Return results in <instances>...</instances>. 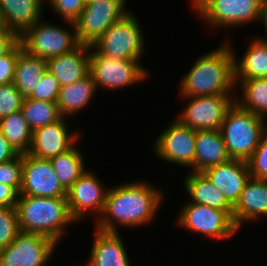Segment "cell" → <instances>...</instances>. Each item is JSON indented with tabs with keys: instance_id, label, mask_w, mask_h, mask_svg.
Listing matches in <instances>:
<instances>
[{
	"instance_id": "8",
	"label": "cell",
	"mask_w": 267,
	"mask_h": 266,
	"mask_svg": "<svg viewBox=\"0 0 267 266\" xmlns=\"http://www.w3.org/2000/svg\"><path fill=\"white\" fill-rule=\"evenodd\" d=\"M195 13L212 28L243 27L259 21L262 0H191Z\"/></svg>"
},
{
	"instance_id": "19",
	"label": "cell",
	"mask_w": 267,
	"mask_h": 266,
	"mask_svg": "<svg viewBox=\"0 0 267 266\" xmlns=\"http://www.w3.org/2000/svg\"><path fill=\"white\" fill-rule=\"evenodd\" d=\"M94 241L86 266H131L119 232L94 230Z\"/></svg>"
},
{
	"instance_id": "20",
	"label": "cell",
	"mask_w": 267,
	"mask_h": 266,
	"mask_svg": "<svg viewBox=\"0 0 267 266\" xmlns=\"http://www.w3.org/2000/svg\"><path fill=\"white\" fill-rule=\"evenodd\" d=\"M91 46L80 44L69 53L46 60L47 71L58 81L61 87L70 85L89 74V55Z\"/></svg>"
},
{
	"instance_id": "22",
	"label": "cell",
	"mask_w": 267,
	"mask_h": 266,
	"mask_svg": "<svg viewBox=\"0 0 267 266\" xmlns=\"http://www.w3.org/2000/svg\"><path fill=\"white\" fill-rule=\"evenodd\" d=\"M195 145V172L197 173H202L230 159L220 130H198Z\"/></svg>"
},
{
	"instance_id": "25",
	"label": "cell",
	"mask_w": 267,
	"mask_h": 266,
	"mask_svg": "<svg viewBox=\"0 0 267 266\" xmlns=\"http://www.w3.org/2000/svg\"><path fill=\"white\" fill-rule=\"evenodd\" d=\"M233 52L236 86L244 79L267 78V41L254 37L240 59Z\"/></svg>"
},
{
	"instance_id": "5",
	"label": "cell",
	"mask_w": 267,
	"mask_h": 266,
	"mask_svg": "<svg viewBox=\"0 0 267 266\" xmlns=\"http://www.w3.org/2000/svg\"><path fill=\"white\" fill-rule=\"evenodd\" d=\"M65 22L72 29L67 30L68 27L48 23L40 18L18 37V40L28 54L45 60L69 53L80 44L77 39L75 23Z\"/></svg>"
},
{
	"instance_id": "34",
	"label": "cell",
	"mask_w": 267,
	"mask_h": 266,
	"mask_svg": "<svg viewBox=\"0 0 267 266\" xmlns=\"http://www.w3.org/2000/svg\"><path fill=\"white\" fill-rule=\"evenodd\" d=\"M60 88L59 81L50 72L46 71L29 98L56 102Z\"/></svg>"
},
{
	"instance_id": "16",
	"label": "cell",
	"mask_w": 267,
	"mask_h": 266,
	"mask_svg": "<svg viewBox=\"0 0 267 266\" xmlns=\"http://www.w3.org/2000/svg\"><path fill=\"white\" fill-rule=\"evenodd\" d=\"M66 117H61L52 124L37 128L32 133L29 151L31 156L50 159L67 152L81 139V132L69 130Z\"/></svg>"
},
{
	"instance_id": "15",
	"label": "cell",
	"mask_w": 267,
	"mask_h": 266,
	"mask_svg": "<svg viewBox=\"0 0 267 266\" xmlns=\"http://www.w3.org/2000/svg\"><path fill=\"white\" fill-rule=\"evenodd\" d=\"M88 169L67 190V202L71 216L78 222L88 213L95 215V220L101 215L108 188H104L100 179Z\"/></svg>"
},
{
	"instance_id": "40",
	"label": "cell",
	"mask_w": 267,
	"mask_h": 266,
	"mask_svg": "<svg viewBox=\"0 0 267 266\" xmlns=\"http://www.w3.org/2000/svg\"><path fill=\"white\" fill-rule=\"evenodd\" d=\"M19 153L9 144L0 131V164L16 158Z\"/></svg>"
},
{
	"instance_id": "4",
	"label": "cell",
	"mask_w": 267,
	"mask_h": 266,
	"mask_svg": "<svg viewBox=\"0 0 267 266\" xmlns=\"http://www.w3.org/2000/svg\"><path fill=\"white\" fill-rule=\"evenodd\" d=\"M267 131V120L241 108L236 102L228 110L220 127L231 159L247 161Z\"/></svg>"
},
{
	"instance_id": "3",
	"label": "cell",
	"mask_w": 267,
	"mask_h": 266,
	"mask_svg": "<svg viewBox=\"0 0 267 266\" xmlns=\"http://www.w3.org/2000/svg\"><path fill=\"white\" fill-rule=\"evenodd\" d=\"M15 208L20 232L40 234L57 244L63 238L66 227L77 223L69 212L66 197L19 195Z\"/></svg>"
},
{
	"instance_id": "11",
	"label": "cell",
	"mask_w": 267,
	"mask_h": 266,
	"mask_svg": "<svg viewBox=\"0 0 267 266\" xmlns=\"http://www.w3.org/2000/svg\"><path fill=\"white\" fill-rule=\"evenodd\" d=\"M188 100L177 119L193 130H220L228 110L235 103L236 95L181 97Z\"/></svg>"
},
{
	"instance_id": "30",
	"label": "cell",
	"mask_w": 267,
	"mask_h": 266,
	"mask_svg": "<svg viewBox=\"0 0 267 266\" xmlns=\"http://www.w3.org/2000/svg\"><path fill=\"white\" fill-rule=\"evenodd\" d=\"M21 111L32 131L52 124L61 118L56 102L41 101L29 97L24 98Z\"/></svg>"
},
{
	"instance_id": "26",
	"label": "cell",
	"mask_w": 267,
	"mask_h": 266,
	"mask_svg": "<svg viewBox=\"0 0 267 266\" xmlns=\"http://www.w3.org/2000/svg\"><path fill=\"white\" fill-rule=\"evenodd\" d=\"M46 71L47 62L45 59L30 55L23 49L18 55L13 84L24 98H28Z\"/></svg>"
},
{
	"instance_id": "29",
	"label": "cell",
	"mask_w": 267,
	"mask_h": 266,
	"mask_svg": "<svg viewBox=\"0 0 267 266\" xmlns=\"http://www.w3.org/2000/svg\"><path fill=\"white\" fill-rule=\"evenodd\" d=\"M0 131L19 154L29 151L33 131L29 128L21 110L1 118Z\"/></svg>"
},
{
	"instance_id": "27",
	"label": "cell",
	"mask_w": 267,
	"mask_h": 266,
	"mask_svg": "<svg viewBox=\"0 0 267 266\" xmlns=\"http://www.w3.org/2000/svg\"><path fill=\"white\" fill-rule=\"evenodd\" d=\"M241 94L235 102L243 109L267 120V78H252L239 81Z\"/></svg>"
},
{
	"instance_id": "6",
	"label": "cell",
	"mask_w": 267,
	"mask_h": 266,
	"mask_svg": "<svg viewBox=\"0 0 267 266\" xmlns=\"http://www.w3.org/2000/svg\"><path fill=\"white\" fill-rule=\"evenodd\" d=\"M139 22L130 11L112 24L92 47L101 55L140 61L146 45Z\"/></svg>"
},
{
	"instance_id": "1",
	"label": "cell",
	"mask_w": 267,
	"mask_h": 266,
	"mask_svg": "<svg viewBox=\"0 0 267 266\" xmlns=\"http://www.w3.org/2000/svg\"><path fill=\"white\" fill-rule=\"evenodd\" d=\"M164 194L162 189L144 180L116 184L107 189L103 211L94 227L118 232V225L131 229L150 225L162 206Z\"/></svg>"
},
{
	"instance_id": "35",
	"label": "cell",
	"mask_w": 267,
	"mask_h": 266,
	"mask_svg": "<svg viewBox=\"0 0 267 266\" xmlns=\"http://www.w3.org/2000/svg\"><path fill=\"white\" fill-rule=\"evenodd\" d=\"M22 178V154L0 164V184L14 187L20 192Z\"/></svg>"
},
{
	"instance_id": "38",
	"label": "cell",
	"mask_w": 267,
	"mask_h": 266,
	"mask_svg": "<svg viewBox=\"0 0 267 266\" xmlns=\"http://www.w3.org/2000/svg\"><path fill=\"white\" fill-rule=\"evenodd\" d=\"M19 192L11 186L0 184V207H15Z\"/></svg>"
},
{
	"instance_id": "10",
	"label": "cell",
	"mask_w": 267,
	"mask_h": 266,
	"mask_svg": "<svg viewBox=\"0 0 267 266\" xmlns=\"http://www.w3.org/2000/svg\"><path fill=\"white\" fill-rule=\"evenodd\" d=\"M126 3L127 0H101L85 4L74 22L79 44L93 46L112 24L130 12Z\"/></svg>"
},
{
	"instance_id": "9",
	"label": "cell",
	"mask_w": 267,
	"mask_h": 266,
	"mask_svg": "<svg viewBox=\"0 0 267 266\" xmlns=\"http://www.w3.org/2000/svg\"><path fill=\"white\" fill-rule=\"evenodd\" d=\"M177 219V227L217 241L230 239L239 231L233 220V211L218 210L191 202L185 203Z\"/></svg>"
},
{
	"instance_id": "36",
	"label": "cell",
	"mask_w": 267,
	"mask_h": 266,
	"mask_svg": "<svg viewBox=\"0 0 267 266\" xmlns=\"http://www.w3.org/2000/svg\"><path fill=\"white\" fill-rule=\"evenodd\" d=\"M23 50L18 40L6 53L0 56V85L12 83L19 53Z\"/></svg>"
},
{
	"instance_id": "33",
	"label": "cell",
	"mask_w": 267,
	"mask_h": 266,
	"mask_svg": "<svg viewBox=\"0 0 267 266\" xmlns=\"http://www.w3.org/2000/svg\"><path fill=\"white\" fill-rule=\"evenodd\" d=\"M246 162L250 177L267 180V131L261 137L259 145Z\"/></svg>"
},
{
	"instance_id": "42",
	"label": "cell",
	"mask_w": 267,
	"mask_h": 266,
	"mask_svg": "<svg viewBox=\"0 0 267 266\" xmlns=\"http://www.w3.org/2000/svg\"><path fill=\"white\" fill-rule=\"evenodd\" d=\"M85 1V4H88V3H96V2H99L101 0H84Z\"/></svg>"
},
{
	"instance_id": "41",
	"label": "cell",
	"mask_w": 267,
	"mask_h": 266,
	"mask_svg": "<svg viewBox=\"0 0 267 266\" xmlns=\"http://www.w3.org/2000/svg\"><path fill=\"white\" fill-rule=\"evenodd\" d=\"M263 23L264 25V36H256L257 38L267 41V0H262L261 8H260V16L259 23Z\"/></svg>"
},
{
	"instance_id": "31",
	"label": "cell",
	"mask_w": 267,
	"mask_h": 266,
	"mask_svg": "<svg viewBox=\"0 0 267 266\" xmlns=\"http://www.w3.org/2000/svg\"><path fill=\"white\" fill-rule=\"evenodd\" d=\"M20 233L15 207H0V249L9 246Z\"/></svg>"
},
{
	"instance_id": "28",
	"label": "cell",
	"mask_w": 267,
	"mask_h": 266,
	"mask_svg": "<svg viewBox=\"0 0 267 266\" xmlns=\"http://www.w3.org/2000/svg\"><path fill=\"white\" fill-rule=\"evenodd\" d=\"M63 188L67 191L87 170L84 155L77 143L67 152L49 159Z\"/></svg>"
},
{
	"instance_id": "18",
	"label": "cell",
	"mask_w": 267,
	"mask_h": 266,
	"mask_svg": "<svg viewBox=\"0 0 267 266\" xmlns=\"http://www.w3.org/2000/svg\"><path fill=\"white\" fill-rule=\"evenodd\" d=\"M267 217V180L250 177L233 206V220L239 230L244 222Z\"/></svg>"
},
{
	"instance_id": "17",
	"label": "cell",
	"mask_w": 267,
	"mask_h": 266,
	"mask_svg": "<svg viewBox=\"0 0 267 266\" xmlns=\"http://www.w3.org/2000/svg\"><path fill=\"white\" fill-rule=\"evenodd\" d=\"M220 190L227 201L234 206L250 178L246 161L229 159L202 172Z\"/></svg>"
},
{
	"instance_id": "43",
	"label": "cell",
	"mask_w": 267,
	"mask_h": 266,
	"mask_svg": "<svg viewBox=\"0 0 267 266\" xmlns=\"http://www.w3.org/2000/svg\"><path fill=\"white\" fill-rule=\"evenodd\" d=\"M3 26H4V23H3L1 15H0V28H2Z\"/></svg>"
},
{
	"instance_id": "2",
	"label": "cell",
	"mask_w": 267,
	"mask_h": 266,
	"mask_svg": "<svg viewBox=\"0 0 267 266\" xmlns=\"http://www.w3.org/2000/svg\"><path fill=\"white\" fill-rule=\"evenodd\" d=\"M229 41L200 57L181 80L180 97L235 95V69Z\"/></svg>"
},
{
	"instance_id": "37",
	"label": "cell",
	"mask_w": 267,
	"mask_h": 266,
	"mask_svg": "<svg viewBox=\"0 0 267 266\" xmlns=\"http://www.w3.org/2000/svg\"><path fill=\"white\" fill-rule=\"evenodd\" d=\"M63 21L75 22L85 6L84 0H45Z\"/></svg>"
},
{
	"instance_id": "21",
	"label": "cell",
	"mask_w": 267,
	"mask_h": 266,
	"mask_svg": "<svg viewBox=\"0 0 267 266\" xmlns=\"http://www.w3.org/2000/svg\"><path fill=\"white\" fill-rule=\"evenodd\" d=\"M45 3V0H0V15L4 26L20 37L43 18Z\"/></svg>"
},
{
	"instance_id": "7",
	"label": "cell",
	"mask_w": 267,
	"mask_h": 266,
	"mask_svg": "<svg viewBox=\"0 0 267 266\" xmlns=\"http://www.w3.org/2000/svg\"><path fill=\"white\" fill-rule=\"evenodd\" d=\"M148 70L140 61L118 59L99 54L92 46L89 55V74L95 86L115 91L133 84L142 83L148 78Z\"/></svg>"
},
{
	"instance_id": "24",
	"label": "cell",
	"mask_w": 267,
	"mask_h": 266,
	"mask_svg": "<svg viewBox=\"0 0 267 266\" xmlns=\"http://www.w3.org/2000/svg\"><path fill=\"white\" fill-rule=\"evenodd\" d=\"M184 179V190L188 193V202L205 205L223 211H233V206L224 194L218 190L203 173L189 172Z\"/></svg>"
},
{
	"instance_id": "32",
	"label": "cell",
	"mask_w": 267,
	"mask_h": 266,
	"mask_svg": "<svg viewBox=\"0 0 267 266\" xmlns=\"http://www.w3.org/2000/svg\"><path fill=\"white\" fill-rule=\"evenodd\" d=\"M23 100L13 82L0 85V119L21 110Z\"/></svg>"
},
{
	"instance_id": "12",
	"label": "cell",
	"mask_w": 267,
	"mask_h": 266,
	"mask_svg": "<svg viewBox=\"0 0 267 266\" xmlns=\"http://www.w3.org/2000/svg\"><path fill=\"white\" fill-rule=\"evenodd\" d=\"M172 121L155 139L153 152L158 158L170 164L183 166V168L192 167V172H195L197 131L181 124L177 119Z\"/></svg>"
},
{
	"instance_id": "23",
	"label": "cell",
	"mask_w": 267,
	"mask_h": 266,
	"mask_svg": "<svg viewBox=\"0 0 267 266\" xmlns=\"http://www.w3.org/2000/svg\"><path fill=\"white\" fill-rule=\"evenodd\" d=\"M97 93V88L90 74L76 82L60 88L57 107L61 117H71L91 103V99Z\"/></svg>"
},
{
	"instance_id": "39",
	"label": "cell",
	"mask_w": 267,
	"mask_h": 266,
	"mask_svg": "<svg viewBox=\"0 0 267 266\" xmlns=\"http://www.w3.org/2000/svg\"><path fill=\"white\" fill-rule=\"evenodd\" d=\"M17 41L18 37L6 26L0 28V56L6 53Z\"/></svg>"
},
{
	"instance_id": "13",
	"label": "cell",
	"mask_w": 267,
	"mask_h": 266,
	"mask_svg": "<svg viewBox=\"0 0 267 266\" xmlns=\"http://www.w3.org/2000/svg\"><path fill=\"white\" fill-rule=\"evenodd\" d=\"M57 245L46 236L20 232L9 246L0 249V266H46Z\"/></svg>"
},
{
	"instance_id": "14",
	"label": "cell",
	"mask_w": 267,
	"mask_h": 266,
	"mask_svg": "<svg viewBox=\"0 0 267 266\" xmlns=\"http://www.w3.org/2000/svg\"><path fill=\"white\" fill-rule=\"evenodd\" d=\"M19 195L38 197H66L49 159H40L28 153L22 154V178Z\"/></svg>"
}]
</instances>
